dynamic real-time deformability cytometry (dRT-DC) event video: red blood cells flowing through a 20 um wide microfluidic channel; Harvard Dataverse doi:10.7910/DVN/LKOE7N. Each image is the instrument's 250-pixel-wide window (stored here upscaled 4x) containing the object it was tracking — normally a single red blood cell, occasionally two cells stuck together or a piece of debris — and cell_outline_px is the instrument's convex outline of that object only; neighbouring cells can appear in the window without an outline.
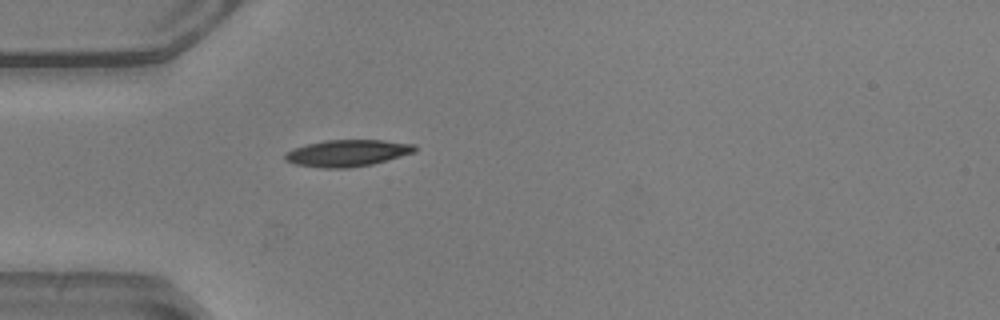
{"species": "common noctule bat (a hibernating species)", "species_latin": "Nyctalus noctula", "temperature_condition": "warm", "stored_images_in_passage": 27, "camera_frame_rate_fps": 3000, "um_per_image_px": 0.085, "animal": {"sex": "male", "body_mass_g": 20.5, "forearm_length_mm": 52.5}, "frame": {"image": 1, "passage_image": 1, "time_ms": 0.0, "image_size_px": [1000, 320], "cell_outline_px": [[416, 152], [372, 164], [348, 168], [324, 168], [296, 164], [284, 160], [284, 152], [308, 144], [324, 140], [380, 140], [416, 144]], "centroid_in_image_um": [29.53, 13.01], "position_along_channel_um": 55.5, "area_um2": 20.11}}
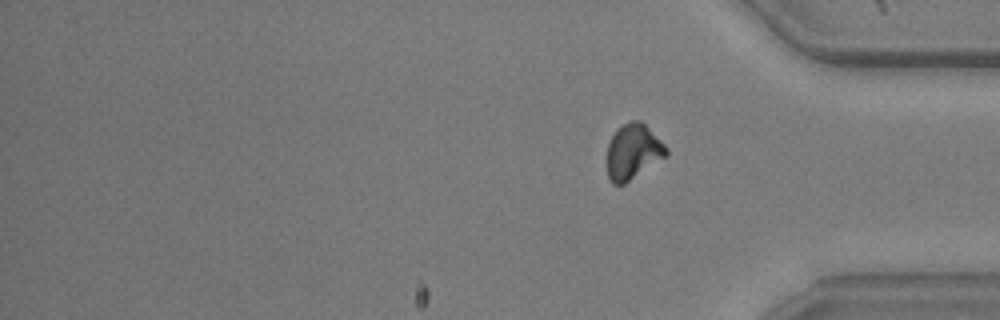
{"frame": {"image": 2, "passage_image": 27, "time_ms": 8.667, "image_size_px": [1000, 320], "cell_outline_px": [[668, 156], [624, 184], [612, 184], [608, 176], [608, 144], [616, 128], [628, 120], [640, 120], [668, 148]], "centroid_in_image_um": [53.82, 12.88], "position_along_channel_um": 381.4, "area_um2": 19.07}, "authors_computed_cell_mechanics": {"area_um2": 19.5364, "velocity_mm_per_s": 3.9178, "shape_relaxation_time_tau1_ms": 3.4959, "shape_relaxation_time_tau2_ms": 6.077, "deformation_change_tau1": 0.1497, "deformation_change_tau2": 0.1095}}